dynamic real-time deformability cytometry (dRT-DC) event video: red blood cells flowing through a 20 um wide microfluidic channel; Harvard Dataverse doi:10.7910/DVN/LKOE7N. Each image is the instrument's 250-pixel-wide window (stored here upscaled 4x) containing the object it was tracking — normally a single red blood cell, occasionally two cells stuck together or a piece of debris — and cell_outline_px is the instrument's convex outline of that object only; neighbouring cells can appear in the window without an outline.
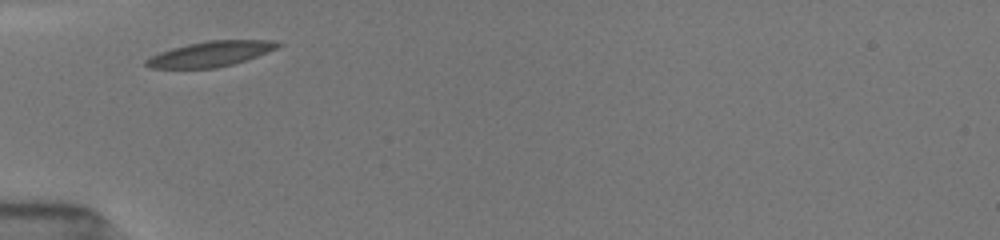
{"species": "common noctule bat (a hibernating species)", "species_latin": "Nyctalus noctula", "temperature_condition": "room temperature", "stored_images_in_passage": 5, "camera_frame_rate_fps": 3000, "um_per_image_px": 0.085, "animal": {"sex": "female", "body_mass_g": 19.5, "forearm_length_mm": 54.1}, "frame": {"image": 1, "passage_image": 1, "time_ms": 0.0, "image_size_px": [1000, 240], "cell_outline_px": [[284, 44], [276, 48], [256, 56], [232, 64], [216, 68], [152, 68], [144, 64], [144, 60], [160, 52], [172, 48], [188, 44], [208, 40], [268, 40]], "centroid_in_image_um": [17.86, 4.58], "position_along_channel_um": 67.1, "area_um2": 19.07}}
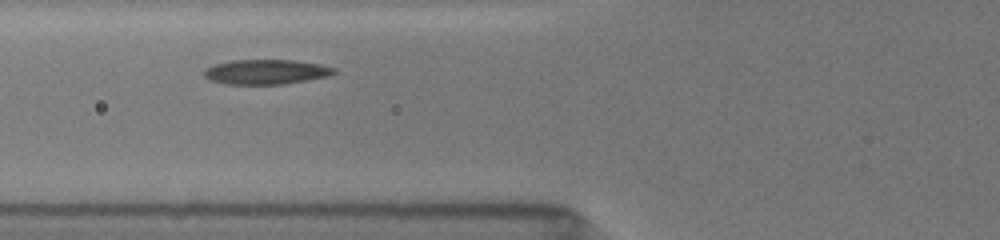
{"frame": {"image": 2, "passage_image": 2, "time_ms": 1.0, "image_size_px": [1000, 240], "cell_outline_px": [[336, 72], [328, 76], [284, 84], [224, 84], [208, 80], [204, 76], [204, 72], [208, 68], [216, 64], [232, 60], [296, 60], [320, 64], [336, 68]], "centroid_in_image_um": [22.62, 6.11], "position_along_channel_um": 103.2, "area_um2": 18.73}}
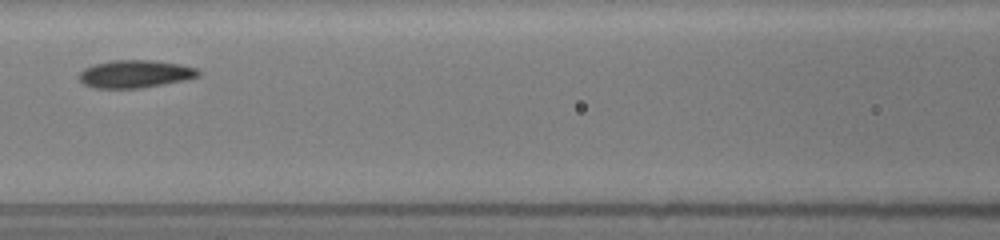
{"frame": {"image": 3, "passage_image": 4, "time_ms": 2.333, "image_size_px": [1000, 240], "cell_outline_px": [[200, 76], [184, 80], [140, 88], [96, 88], [84, 84], [76, 76], [84, 68], [96, 64], [112, 60], [152, 60], [176, 64], [196, 68], [200, 72]], "centroid_in_image_um": [11.45, 6.29], "position_along_channel_um": 155.2, "area_um2": 19.07}}